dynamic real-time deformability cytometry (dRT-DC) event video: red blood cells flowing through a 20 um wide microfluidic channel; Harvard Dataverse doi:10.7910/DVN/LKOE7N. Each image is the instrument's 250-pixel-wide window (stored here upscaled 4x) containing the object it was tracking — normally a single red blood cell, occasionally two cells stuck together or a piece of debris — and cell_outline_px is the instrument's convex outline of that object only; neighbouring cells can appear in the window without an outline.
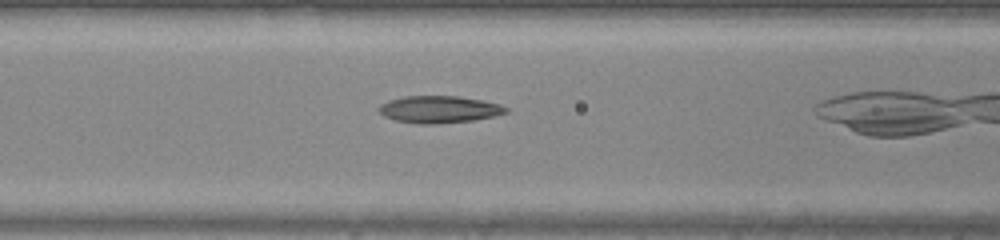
{"species": "common noctule bat (a hibernating species)", "species_latin": "Nyctalus noctula", "temperature_condition": "warm", "stored_images_in_passage": 23, "camera_frame_rate_fps": 3000, "um_per_image_px": 0.085, "animal": {"sex": "male", "body_mass_g": 20.0, "forearm_length_mm": 53.3}, "frame": {"image": 1, "passage_image": 6, "time_ms": 1.667, "image_size_px": [1000, 240], "cell_outline_px": [[508, 112], [496, 116], [472, 120], [436, 124], [416, 124], [396, 120], [384, 116], [376, 108], [380, 104], [388, 100], [404, 96], [456, 96], [480, 100], [500, 104], [508, 108]], "centroid_in_image_um": [37.3, 9.3], "position_along_channel_um": 129.3, "area_um2": 20.11}}
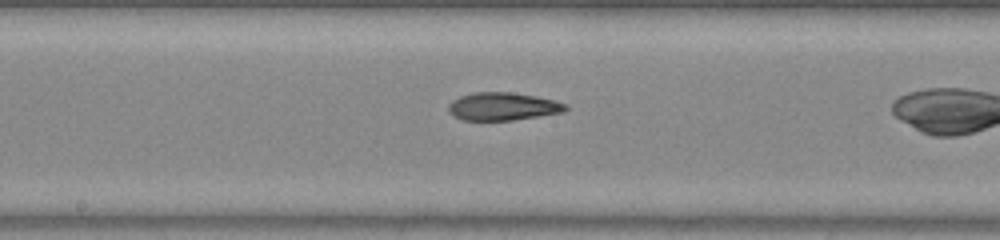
{"frame": {"image": 2, "passage_image": 11, "time_ms": 3.333, "image_size_px": [1000, 240], "cell_outline_px": [[568, 108], [564, 112], [512, 120], [460, 120], [452, 116], [448, 112], [448, 104], [452, 100], [460, 96], [472, 92], [512, 92], [536, 96], [568, 104]], "centroid_in_image_um": [42.7, 9.04], "position_along_channel_um": 205.5, "area_um2": 19.19}}
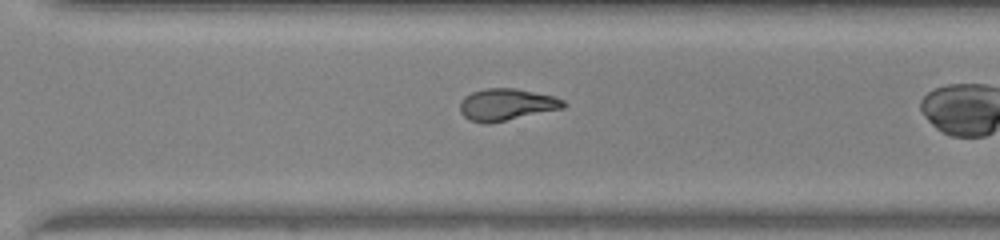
{"frame": {"image": 3, "passage_image": 19, "time_ms": 6.0, "image_size_px": [1000, 240], "cell_outline_px": [[568, 104], [564, 108], [488, 124], [484, 124], [468, 120], [460, 112], [460, 100], [464, 96], [472, 92], [484, 88], [516, 88], [552, 96], [564, 100]], "centroid_in_image_um": [43.03, 8.89], "position_along_channel_um": 327.6, "area_um2": 19.36}}